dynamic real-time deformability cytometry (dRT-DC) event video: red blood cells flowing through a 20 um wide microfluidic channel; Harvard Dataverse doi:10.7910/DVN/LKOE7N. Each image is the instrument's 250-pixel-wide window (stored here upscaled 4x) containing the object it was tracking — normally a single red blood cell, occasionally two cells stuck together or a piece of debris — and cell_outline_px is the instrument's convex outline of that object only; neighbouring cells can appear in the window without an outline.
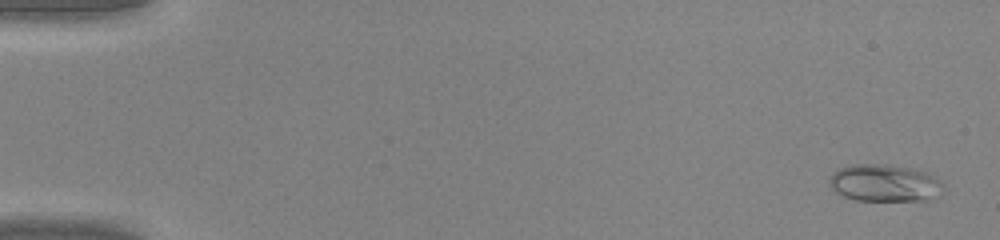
{"species": "common noctule bat (a hibernating species)", "species_latin": "Nyctalus noctula", "temperature_condition": "warm", "stored_images_in_passage": 46, "camera_frame_rate_fps": 3000, "um_per_image_px": 0.085, "animal": {"sex": "male", "body_mass_g": 20.0, "forearm_length_mm": 53.3}, "frame": {"image": 1, "passage_image": 2, "time_ms": 0.333, "image_size_px": [1000, 240], "cell_outline_px": [[944, 184], [928, 200], [856, 200], [844, 196], [836, 192], [832, 188], [828, 180], [832, 172], [840, 168], [852, 164], [888, 164], [928, 172]], "centroid_in_image_um": [75.11, 15.54], "position_along_channel_um": 9.9, "area_um2": 24.33}}
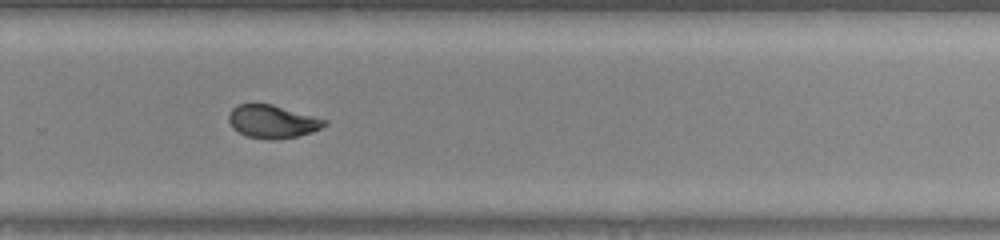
{"frame": {"image": 2, "passage_image": 32, "time_ms": 10.333, "image_size_px": [1000, 240], "cell_outline_px": [[328, 124], [312, 132], [296, 136], [276, 140], [272, 140], [248, 136], [232, 128], [228, 120], [228, 116], [232, 108], [236, 104], [252, 100], [272, 104], [328, 120]], "centroid_in_image_um": [23.11, 10.28], "position_along_channel_um": 306.7, "area_um2": 18.9}}
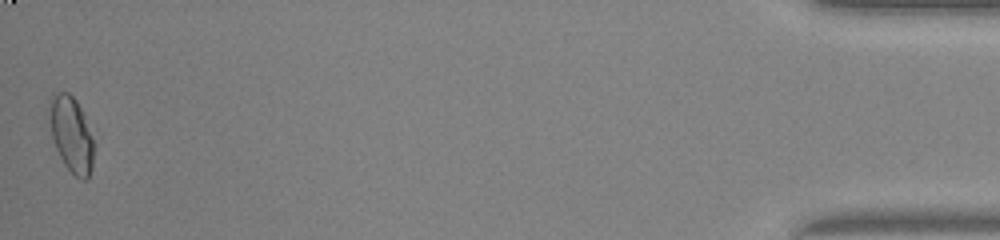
{"frame": {"image": 3, "passage_image": 46, "time_ms": 15.0, "image_size_px": [1000, 240], "cell_outline_px": [[92, 168], [88, 180], [80, 180], [64, 164], [56, 148], [52, 136], [48, 104], [48, 100], [56, 92], [68, 92], [76, 100], [84, 116], [92, 140]], "centroid_in_image_um": [6.04, 11.42], "position_along_channel_um": 429.2, "area_um2": 19.19}}